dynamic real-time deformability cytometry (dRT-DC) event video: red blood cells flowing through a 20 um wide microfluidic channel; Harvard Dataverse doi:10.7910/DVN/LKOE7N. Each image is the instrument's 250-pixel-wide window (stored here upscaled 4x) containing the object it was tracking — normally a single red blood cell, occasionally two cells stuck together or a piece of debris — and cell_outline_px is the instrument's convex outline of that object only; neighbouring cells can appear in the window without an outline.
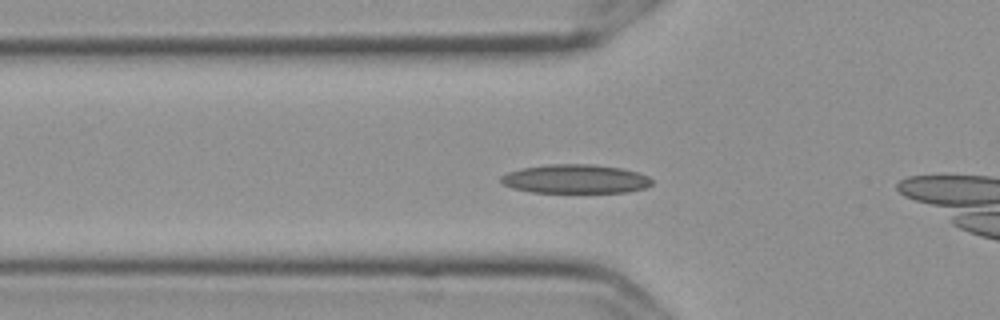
{"species": "Egyptian fruit bat (a non-hibernating species)", "species_latin": "Rousettus aegyptiacus", "temperature_condition": "cold", "stored_images_in_passage": 52, "camera_frame_rate_fps": 3000, "um_per_image_px": 0.085, "frame": {"image": 1, "passage_image": 14, "time_ms": 4.333, "image_size_px": [1000, 320], "cell_outline_px": [[652, 184], [644, 188], [628, 192], [532, 192], [512, 188], [504, 184], [500, 180], [500, 176], [508, 172], [524, 168], [548, 164], [592, 164], [624, 168], [648, 176], [652, 180]], "centroid_in_image_um": [48.92, 15.21], "position_along_channel_um": 76.9, "area_um2": 25.37}}
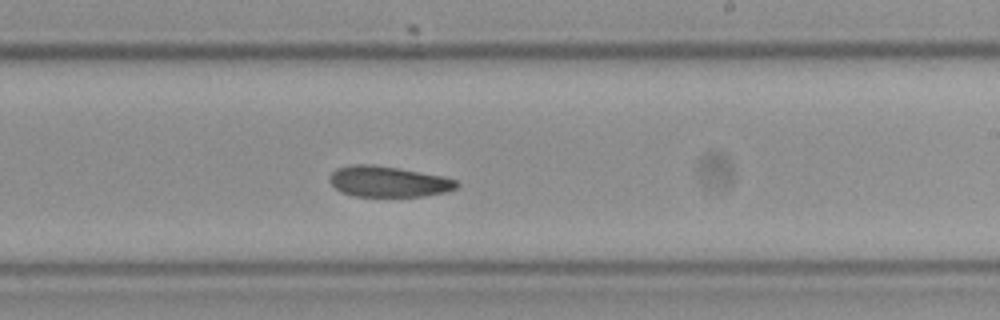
{"frame": {"image": 2, "passage_image": 29, "time_ms": 9.333, "image_size_px": [1000, 320], "cell_outline_px": [[460, 184], [456, 188], [444, 192], [424, 196], [352, 196], [340, 192], [332, 184], [332, 172], [336, 168], [352, 164], [372, 164], [396, 168], [440, 176], [456, 180]], "centroid_in_image_um": [32.99, 15.44], "position_along_channel_um": 256.0, "area_um2": 22.43}}
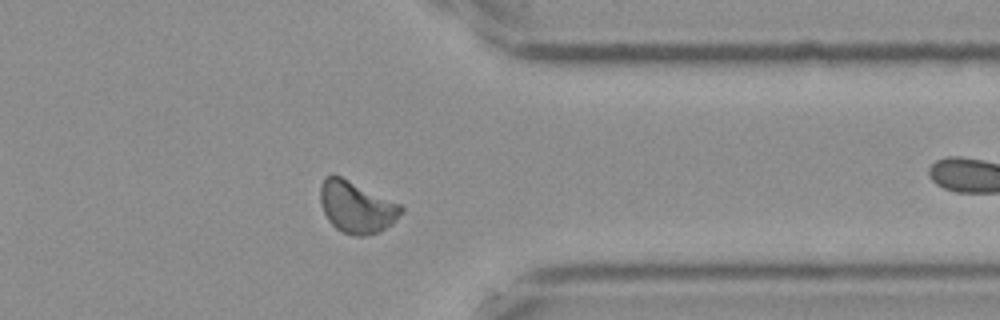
{"frame": {"image": 3, "passage_image": 40, "time_ms": 13.0, "image_size_px": [1000, 320], "cell_outline_px": [[404, 208], [392, 224], [380, 232], [364, 236], [356, 236], [344, 232], [336, 228], [328, 220], [320, 204], [320, 184], [324, 176], [332, 172], [400, 204]], "centroid_in_image_um": [30.26, 17.58], "position_along_channel_um": 381.1, "area_um2": 24.39}, "authors_computed_cell_mechanics": {"area_um2": 23.5535, "velocity_mm_per_s": 3.5691, "shape_relaxation_time_tau1_ms": 4.9552, "shape_relaxation_time_tau2_ms": null, "deformation_change_tau1": 0.1118, "deformation_change_tau2": null}}